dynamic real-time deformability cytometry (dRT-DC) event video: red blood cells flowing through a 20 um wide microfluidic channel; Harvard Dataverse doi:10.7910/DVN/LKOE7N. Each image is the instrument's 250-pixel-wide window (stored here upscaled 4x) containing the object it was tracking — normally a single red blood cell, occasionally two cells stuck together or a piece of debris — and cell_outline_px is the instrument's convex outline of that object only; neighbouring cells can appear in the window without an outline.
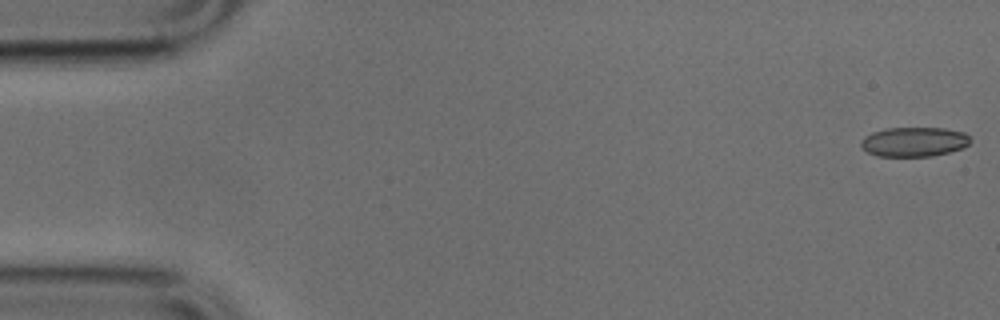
{"species": "common noctule bat (a hibernating species)", "species_latin": "Nyctalus noctula", "temperature_condition": "cold", "stored_images_in_passage": 50, "camera_frame_rate_fps": 3000, "um_per_image_px": 0.085, "animal": {"sex": "male", "body_mass_g": 17.9, "forearm_length_mm": 54.2}, "frame": {"image": 1, "passage_image": 1, "time_ms": 0.0, "image_size_px": [1000, 320], "cell_outline_px": [[972, 140], [964, 148], [932, 156], [876, 156], [868, 152], [860, 144], [860, 140], [864, 136], [872, 132], [888, 128], [944, 128], [964, 132]], "centroid_in_image_um": [77.7, 12.05], "position_along_channel_um": 7.3, "area_um2": 18.84}}
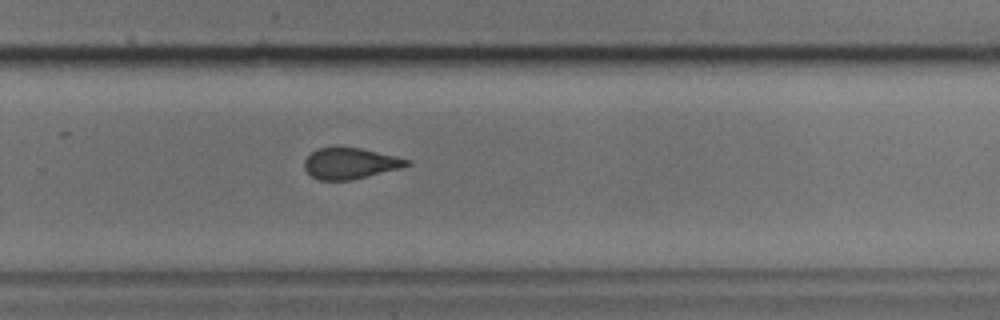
{"frame": {"image": 2, "passage_image": 33, "time_ms": 10.667, "image_size_px": [1000, 320], "cell_outline_px": [[412, 164], [400, 168], [352, 180], [320, 180], [312, 176], [304, 168], [304, 160], [312, 152], [320, 148], [360, 148], [408, 160]], "centroid_in_image_um": [29.73, 13.91], "position_along_channel_um": 300.1, "area_um2": 18.03}}
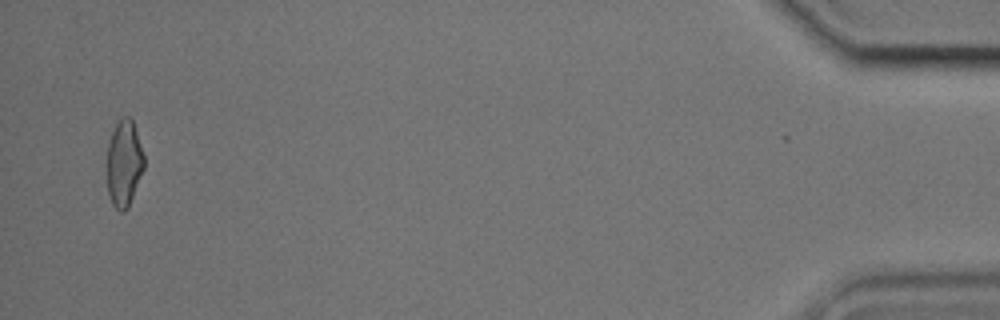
{"frame": {"image": 3, "passage_image": 49, "time_ms": 16.0, "image_size_px": [1000, 320], "cell_outline_px": [[144, 168], [128, 208], [124, 212], [120, 212], [112, 204], [108, 192], [108, 144], [112, 132], [120, 116], [128, 116], [132, 120], [144, 156]], "centroid_in_image_um": [10.55, 13.89], "position_along_channel_um": 424.7, "area_um2": 18.44}}